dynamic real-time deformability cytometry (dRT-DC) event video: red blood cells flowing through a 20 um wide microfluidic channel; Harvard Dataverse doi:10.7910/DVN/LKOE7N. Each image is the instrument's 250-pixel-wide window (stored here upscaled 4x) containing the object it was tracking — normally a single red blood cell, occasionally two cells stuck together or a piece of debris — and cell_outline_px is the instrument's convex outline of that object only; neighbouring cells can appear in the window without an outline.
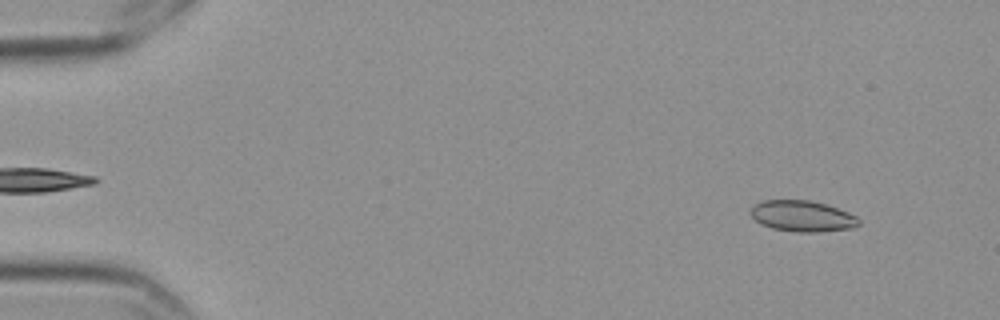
{"species": "Egyptian fruit bat (a non-hibernating species)", "species_latin": "Rousettus aegyptiacus", "temperature_condition": "cold", "stored_images_in_passage": 57, "camera_frame_rate_fps": 3000, "um_per_image_px": 0.085, "frame": {"image": 1, "passage_image": 5, "time_ms": 1.333, "image_size_px": [1000, 320], "cell_outline_px": [[860, 224], [852, 228], [820, 232], [796, 232], [772, 228], [760, 224], [748, 212], [752, 204], [760, 200], [808, 200], [824, 204], [848, 212], [856, 216], [860, 220]], "centroid_in_image_um": [68.15, 18.37], "position_along_channel_um": 16.9, "area_um2": 19.71}}
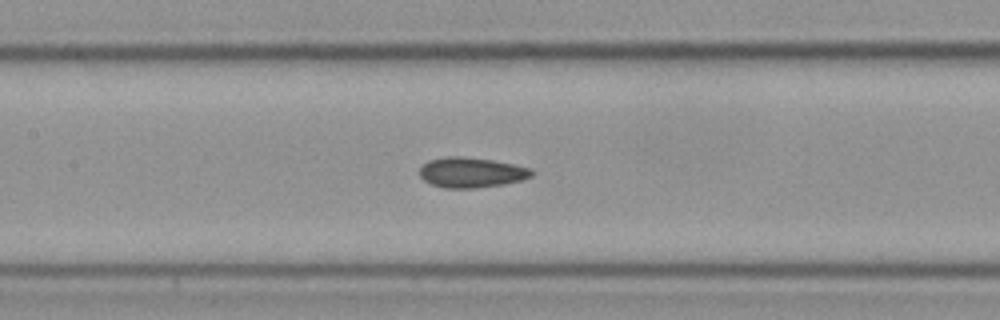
{"frame": {"image": 2, "passage_image": 27, "time_ms": 8.667, "image_size_px": [1000, 320], "cell_outline_px": [[532, 176], [520, 180], [504, 184], [476, 188], [444, 188], [432, 184], [424, 180], [420, 176], [420, 168], [428, 160], [448, 156], [460, 156], [492, 160], [532, 168]], "centroid_in_image_um": [40.05, 14.66], "position_along_channel_um": 167.4, "area_um2": 19.59}}
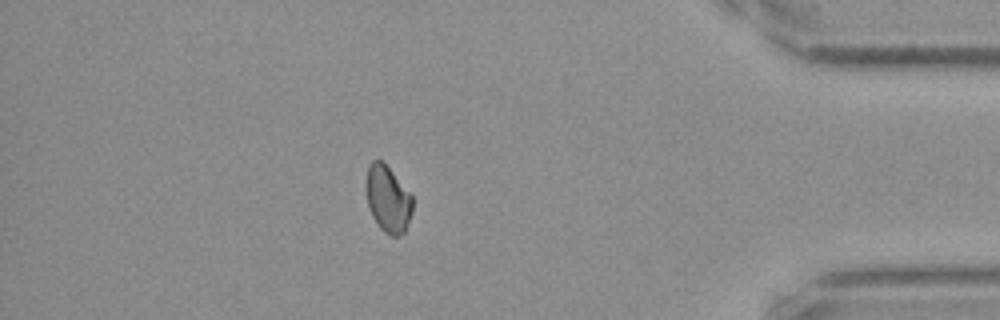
{"frame": {"image": 3, "passage_image": 50, "time_ms": 16.333, "image_size_px": [1000, 320], "cell_outline_px": [[412, 212], [404, 232], [400, 236], [392, 236], [384, 232], [380, 228], [372, 216], [368, 204], [364, 188], [364, 184], [368, 168], [372, 160], [380, 160], [412, 192]], "centroid_in_image_um": [32.96, 16.92], "position_along_channel_um": 402.2, "area_um2": 18.21}, "authors_computed_cell_mechanics": {"area_um2": 19.1318, "velocity_mm_per_s": 3.5445, "shape_relaxation_time_tau1_ms": null, "shape_relaxation_time_tau2_ms": 9.6665, "deformation_change_tau1": null, "deformation_change_tau2": 0.1}}